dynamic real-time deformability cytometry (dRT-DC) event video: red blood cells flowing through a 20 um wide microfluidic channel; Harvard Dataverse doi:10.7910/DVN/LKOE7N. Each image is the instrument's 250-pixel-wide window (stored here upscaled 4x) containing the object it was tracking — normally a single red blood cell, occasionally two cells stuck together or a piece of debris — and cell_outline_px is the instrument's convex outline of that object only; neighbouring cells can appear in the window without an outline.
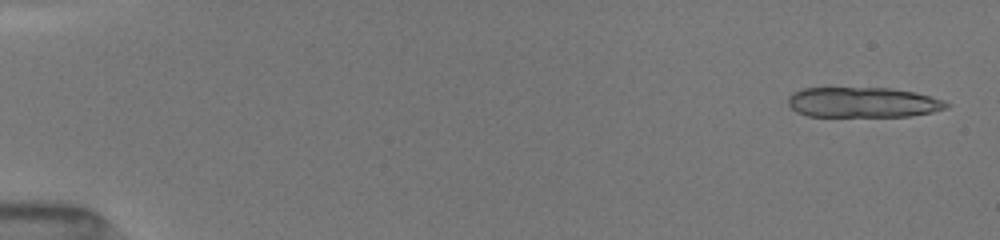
{"species": "common noctule bat (a hibernating species)", "species_latin": "Nyctalus noctula", "temperature_condition": "room temperature", "stored_images_in_passage": 13, "camera_frame_rate_fps": 3000, "um_per_image_px": 0.085, "animal": {"sex": "female", "body_mass_g": 19.5, "forearm_length_mm": 54.1}, "frame": {"image": 1, "passage_image": 1, "time_ms": 0.0, "image_size_px": [1000, 240], "cell_outline_px": [[952, 104], [948, 108], [932, 112], [912, 116], [808, 116], [796, 112], [788, 104], [788, 96], [792, 92], [804, 88], [888, 88], [916, 92], [944, 100]], "centroid_in_image_um": [73.37, 8.7], "position_along_channel_um": 11.6, "area_um2": 28.09}}